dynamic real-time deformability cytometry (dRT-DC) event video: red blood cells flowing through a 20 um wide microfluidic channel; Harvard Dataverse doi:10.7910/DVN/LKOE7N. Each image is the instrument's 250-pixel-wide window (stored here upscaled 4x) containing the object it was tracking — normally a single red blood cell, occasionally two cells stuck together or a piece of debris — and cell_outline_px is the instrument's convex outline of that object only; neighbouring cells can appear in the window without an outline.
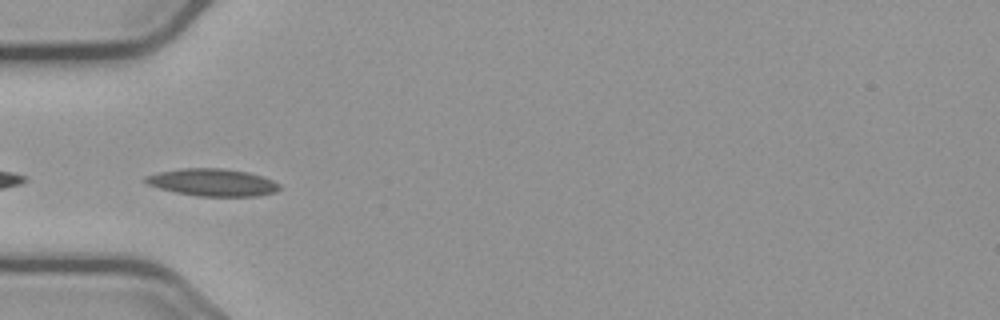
{"species": "common noctule bat (a hibernating species)", "species_latin": "Nyctalus noctula", "temperature_condition": "cold", "stored_images_in_passage": 11, "camera_frame_rate_fps": 3000, "um_per_image_px": 0.085, "animal": {"sex": "male", "body_mass_g": 23.1, "forearm_length_mm": 52.7}, "frame": {"image": 1, "passage_image": 1, "time_ms": 0.0, "image_size_px": [1000, 320], "cell_outline_px": [[280, 188], [276, 192], [260, 196], [196, 196], [176, 192], [160, 188], [148, 184], [144, 180], [144, 176], [160, 172], [180, 168], [224, 168], [248, 172], [272, 180], [280, 184]], "centroid_in_image_um": [18.08, 15.5], "position_along_channel_um": 66.9, "area_um2": 21.33}}
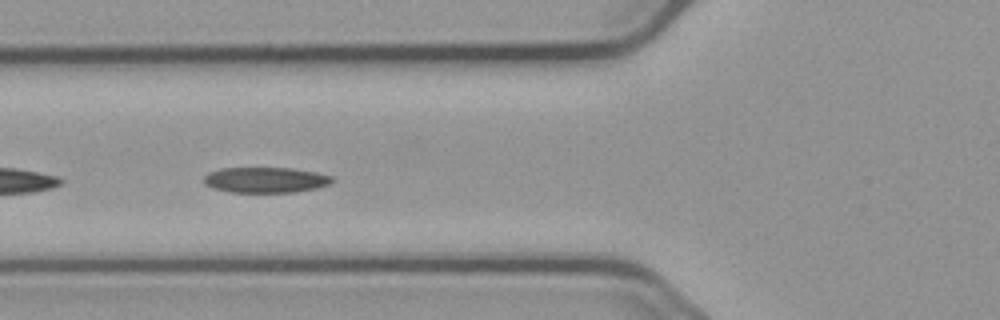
{"frame": {"image": 2, "passage_image": 4, "time_ms": 1.0, "image_size_px": [1000, 320], "cell_outline_px": [[336, 180], [332, 184], [316, 188], [296, 192], [232, 192], [212, 188], [204, 184], [204, 176], [208, 172], [220, 168], [292, 168], [316, 172], [332, 176]], "centroid_in_image_um": [22.6, 15.29], "position_along_channel_um": 103.2, "area_um2": 19.31}}
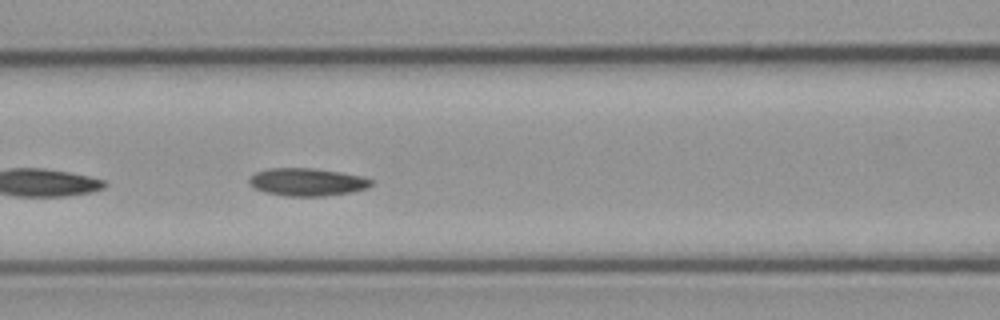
{"frame": {"image": 3, "passage_image": 7, "time_ms": 2.0, "image_size_px": [1000, 320], "cell_outline_px": [[372, 184], [368, 188], [352, 192], [324, 196], [284, 196], [264, 192], [252, 188], [248, 184], [248, 180], [256, 172], [268, 168], [312, 168], [340, 172], [360, 176], [372, 180]], "centroid_in_image_um": [26.06, 15.48], "position_along_channel_um": 140.5, "area_um2": 19.83}}